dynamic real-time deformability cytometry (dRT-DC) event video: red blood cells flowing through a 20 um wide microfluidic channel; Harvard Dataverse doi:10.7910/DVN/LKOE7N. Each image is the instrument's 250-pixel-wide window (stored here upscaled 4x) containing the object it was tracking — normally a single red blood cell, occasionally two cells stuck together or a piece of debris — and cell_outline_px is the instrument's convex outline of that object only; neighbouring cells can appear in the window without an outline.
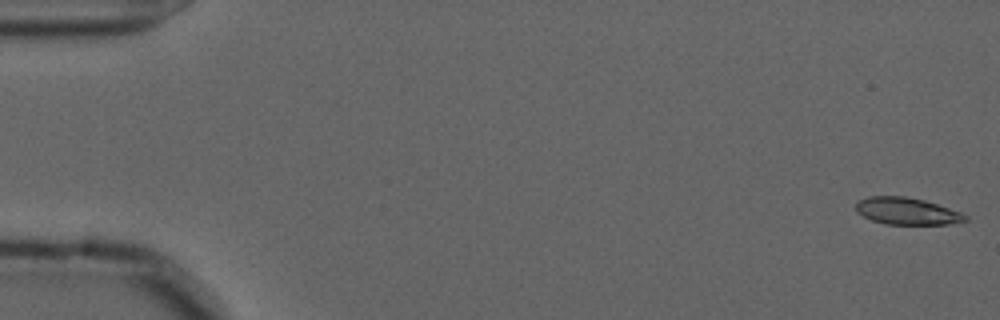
{"species": "common noctule bat (a hibernating species)", "species_latin": "Nyctalus noctula", "temperature_condition": "cold", "stored_images_in_passage": 5, "camera_frame_rate_fps": 3000, "um_per_image_px": 0.085, "animal": {"sex": "male", "forearm_length_mm": 52.5}, "frame": {"image": 1, "passage_image": 1, "time_ms": 0.0, "image_size_px": [1000, 320], "cell_outline_px": [[968, 220], [948, 224], [884, 224], [872, 220], [856, 212], [856, 200], [868, 196], [904, 196], [924, 200], [960, 212], [968, 216]], "centroid_in_image_um": [77.04, 17.94], "position_along_channel_um": 8.0, "area_um2": 17.17}}